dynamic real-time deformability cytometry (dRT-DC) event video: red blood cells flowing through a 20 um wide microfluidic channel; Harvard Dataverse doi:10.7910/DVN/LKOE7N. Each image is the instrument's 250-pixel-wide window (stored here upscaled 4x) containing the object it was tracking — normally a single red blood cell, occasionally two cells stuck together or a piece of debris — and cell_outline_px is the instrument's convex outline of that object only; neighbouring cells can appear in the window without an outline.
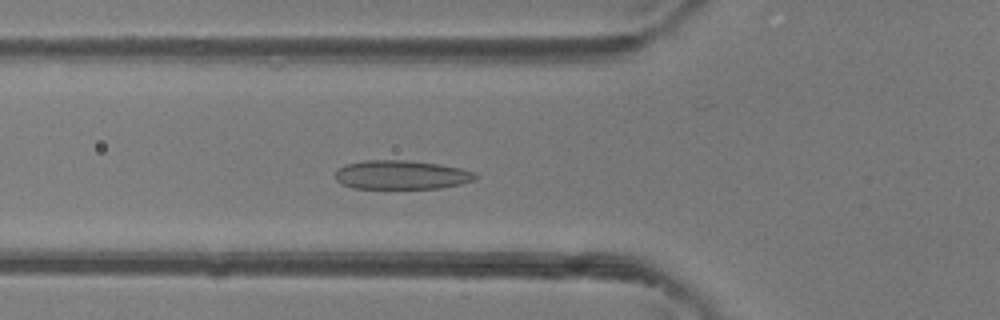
{"species": "common noctule bat (a hibernating species)", "species_latin": "Nyctalus noctula", "temperature_condition": "room temperature", "stored_images_in_passage": 46, "camera_frame_rate_fps": 3000, "um_per_image_px": 0.085, "animal": {"sex": "female"}, "frame": {"image": 1, "passage_image": 16, "time_ms": 5.0, "image_size_px": [1000, 320], "cell_outline_px": [[480, 176], [476, 180], [460, 184], [440, 188], [352, 188], [340, 184], [336, 180], [336, 168], [344, 164], [364, 160], [408, 160], [440, 164], [460, 168], [476, 172]], "centroid_in_image_um": [34.12, 14.85], "position_along_channel_um": 91.7, "area_um2": 23.99}}
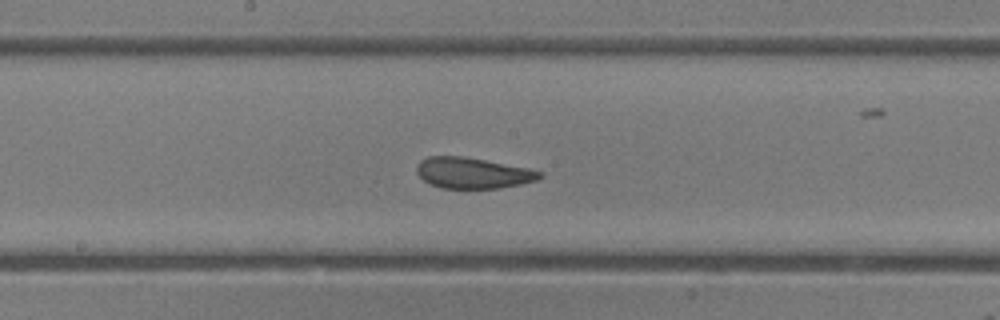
{"frame": {"image": 2, "passage_image": 24, "time_ms": 7.667, "image_size_px": [1000, 320], "cell_outline_px": [[544, 176], [536, 180], [520, 184], [500, 188], [440, 188], [428, 184], [416, 172], [416, 164], [420, 160], [428, 156], [464, 156], [528, 168], [544, 172]], "centroid_in_image_um": [40.17, 14.7], "position_along_channel_um": 208.0, "area_um2": 22.31}}
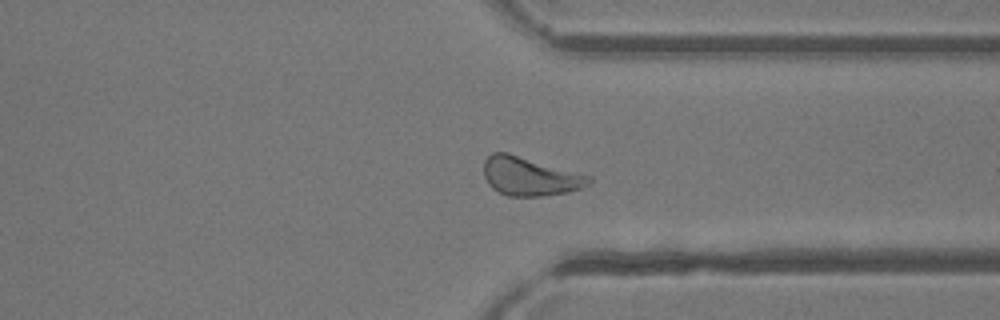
{"frame": {"image": 3, "passage_image": 35, "time_ms": 11.333, "image_size_px": [1000, 320], "cell_outline_px": [[592, 180], [588, 184], [580, 188], [568, 192], [544, 196], [508, 196], [492, 188], [488, 184], [484, 176], [484, 160], [492, 152], [508, 152], [592, 176]], "centroid_in_image_um": [45.03, 14.98], "position_along_channel_um": 366.4, "area_um2": 23.76}, "authors_computed_cell_mechanics": {"area_um2": 23.9003, "velocity_mm_per_s": 4.338, "shape_relaxation_time_tau1_ms": 6.6451, "shape_relaxation_time_tau2_ms": 1.2463, "deformation_change_tau1": 0.1565, "deformation_change_tau2": 0.0808}}